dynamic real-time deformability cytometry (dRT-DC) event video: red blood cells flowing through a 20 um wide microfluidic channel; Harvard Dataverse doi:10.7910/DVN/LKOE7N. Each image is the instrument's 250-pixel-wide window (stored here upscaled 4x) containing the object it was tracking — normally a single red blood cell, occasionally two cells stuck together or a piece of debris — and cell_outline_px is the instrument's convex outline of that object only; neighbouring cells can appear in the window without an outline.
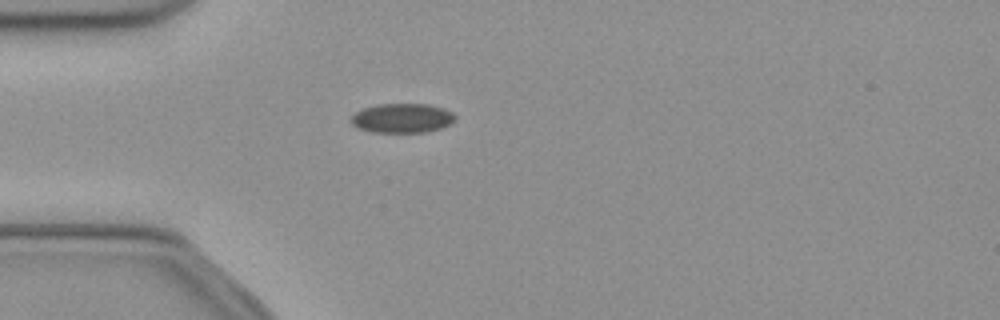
{"species": "common noctule bat (a hibernating species)", "species_latin": "Nyctalus noctula", "temperature_condition": "cold", "stored_images_in_passage": 39, "camera_frame_rate_fps": 3000, "um_per_image_px": 0.085, "animal": {"sex": "female", "body_mass_g": 21.9}, "frame": {"image": 1, "passage_image": 1, "time_ms": 0.0, "image_size_px": [1000, 320], "cell_outline_px": [[456, 120], [452, 124], [440, 128], [424, 132], [372, 132], [356, 128], [348, 120], [356, 112], [364, 108], [376, 104], [428, 104], [444, 108], [452, 112], [456, 116]], "centroid_in_image_um": [34.18, 10.04], "position_along_channel_um": 50.8, "area_um2": 18.03}}
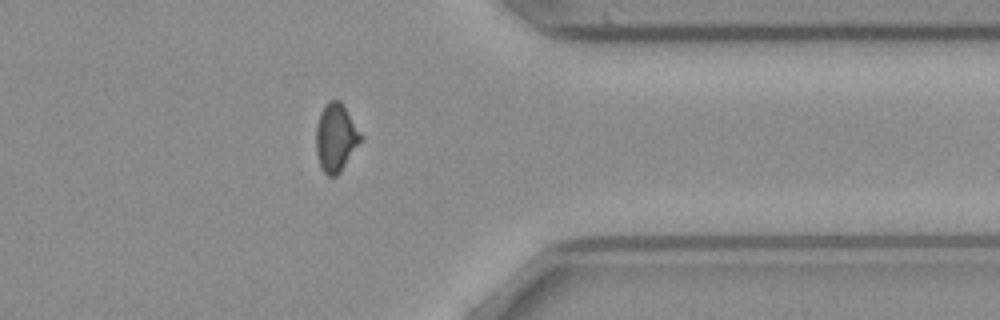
{"frame": {"image": 2, "passage_image": 28, "time_ms": 9.0, "image_size_px": [1000, 320], "cell_outline_px": [[364, 136], [340, 172], [336, 176], [328, 176], [324, 172], [320, 164], [316, 152], [316, 128], [320, 112], [328, 100], [340, 100]], "centroid_in_image_um": [28.55, 11.67], "position_along_channel_um": 382.9, "area_um2": 17.63}}
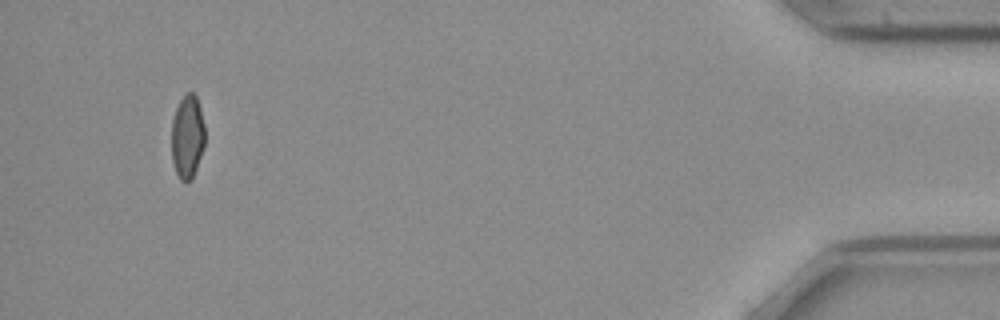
{"frame": {"image": 3, "passage_image": 36, "time_ms": 11.667, "image_size_px": [1000, 320], "cell_outline_px": [[204, 148], [192, 180], [180, 180], [176, 172], [172, 160], [172, 120], [176, 108], [184, 92], [192, 92], [196, 96], [200, 108], [204, 124]], "centroid_in_image_um": [15.93, 11.6], "position_along_channel_um": 419.3, "area_um2": 16.3}}